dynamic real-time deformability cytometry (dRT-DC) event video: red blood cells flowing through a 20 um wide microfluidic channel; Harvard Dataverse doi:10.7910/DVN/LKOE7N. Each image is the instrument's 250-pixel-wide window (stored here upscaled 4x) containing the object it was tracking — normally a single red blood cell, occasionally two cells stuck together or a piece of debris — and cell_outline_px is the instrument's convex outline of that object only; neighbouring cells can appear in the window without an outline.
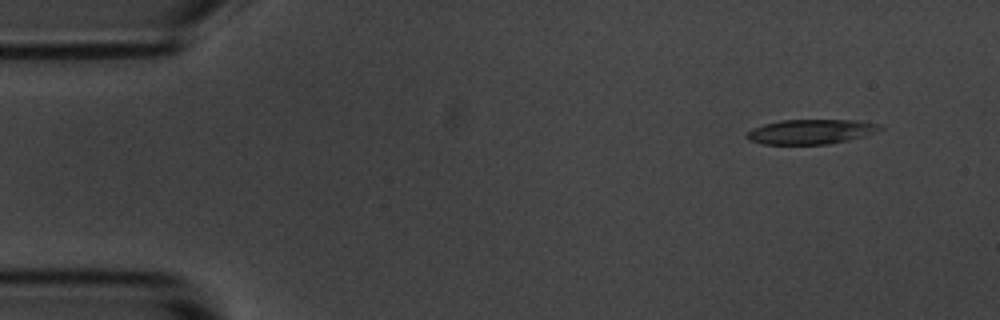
{"species": "common noctule bat (a hibernating species)", "species_latin": "Nyctalus noctula", "temperature_condition": "room temperature", "stored_images_in_passage": 3, "segment_of_instrument_passage": [2, 2], "camera_frame_rate_fps": 3000, "um_per_image_px": 0.085, "animal": {"sex": "male", "body_mass_g": 20.1, "forearm_length_mm": 53.5}, "frame": {"image": 1, "passage_image": 3, "time_ms": 3.333, "image_size_px": [1000, 320], "cell_outline_px": [[884, 128], [864, 136], [848, 140], [828, 144], [764, 144], [748, 140], [744, 136], [752, 128], [764, 124], [780, 120], [860, 120], [880, 124]], "centroid_in_image_um": [68.92, 11.19], "position_along_channel_um": 16.1, "area_um2": 19.25}}